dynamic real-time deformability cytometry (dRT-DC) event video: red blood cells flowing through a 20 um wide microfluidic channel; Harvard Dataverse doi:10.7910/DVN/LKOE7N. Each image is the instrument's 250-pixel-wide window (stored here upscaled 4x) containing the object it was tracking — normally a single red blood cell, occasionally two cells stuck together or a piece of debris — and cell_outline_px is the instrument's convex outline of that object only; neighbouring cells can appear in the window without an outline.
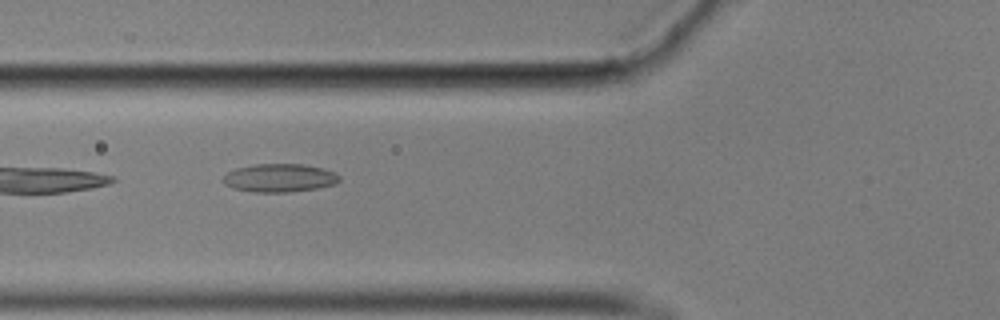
{"species": "common noctule bat (a hibernating species)", "species_latin": "Nyctalus noctula", "temperature_condition": "cold", "stored_images_in_passage": 12, "camera_frame_rate_fps": 3000, "um_per_image_px": 0.085, "animal": {"sex": "male", "body_mass_g": 17.9}, "frame": {"image": 1, "passage_image": 4, "time_ms": 1.0, "image_size_px": [1000, 320], "cell_outline_px": [[340, 180], [336, 184], [316, 188], [292, 192], [252, 192], [232, 188], [224, 184], [224, 176], [228, 172], [236, 168], [252, 164], [300, 164], [324, 168], [336, 172], [340, 176]], "centroid_in_image_um": [23.78, 15.12], "position_along_channel_um": 102.0, "area_um2": 19.31}}
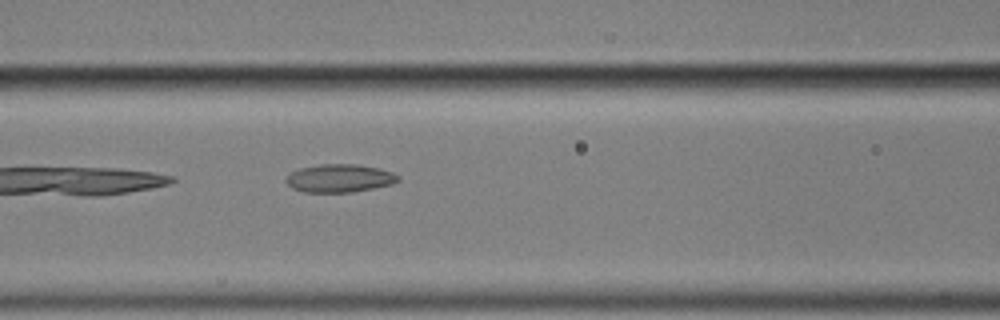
{"frame": {"image": 2, "passage_image": 7, "time_ms": 2.0, "image_size_px": [1000, 320], "cell_outline_px": [[400, 180], [392, 184], [352, 192], [304, 192], [292, 188], [284, 180], [292, 172], [300, 168], [320, 164], [356, 164], [380, 168], [392, 172], [400, 176]], "centroid_in_image_um": [28.88, 15.14], "position_along_channel_um": 137.7, "area_um2": 18.32}}